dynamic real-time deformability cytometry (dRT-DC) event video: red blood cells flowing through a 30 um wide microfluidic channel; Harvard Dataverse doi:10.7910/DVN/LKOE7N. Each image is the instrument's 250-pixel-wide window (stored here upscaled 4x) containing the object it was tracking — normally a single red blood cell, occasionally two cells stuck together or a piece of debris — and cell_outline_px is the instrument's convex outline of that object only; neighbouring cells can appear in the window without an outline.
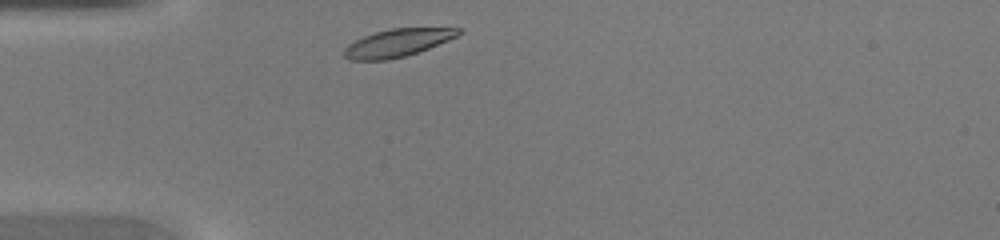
{"species": "common noctule bat (a hibernating species)", "species_latin": "Nyctalus noctula", "temperature_condition": "warm", "stored_images_in_passage": 26, "camera_frame_rate_fps": 3000, "um_per_image_px": 0.085, "animal": {"sex": "female", "body_mass_g": 20.0, "forearm_length_mm": 54.0}, "frame": {"image": 1, "passage_image": 1, "time_ms": 0.0, "image_size_px": [1000, 240], "cell_outline_px": [[464, 32], [448, 40], [428, 48], [404, 56], [388, 60], [352, 60], [344, 56], [344, 48], [348, 44], [364, 36], [376, 32], [392, 28], [464, 28]], "centroid_in_image_um": [33.8, 3.63], "position_along_channel_um": 51.2, "area_um2": 18.26}}
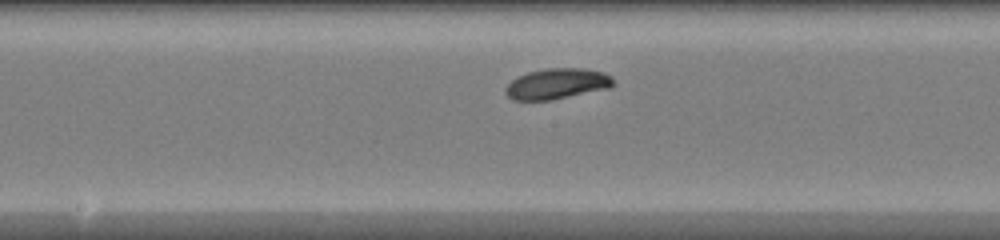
{"frame": {"image": 2, "passage_image": 12, "time_ms": 3.667, "image_size_px": [1000, 240], "cell_outline_px": [[616, 84], [608, 88], [552, 100], [512, 100], [504, 92], [504, 88], [512, 80], [528, 72], [548, 68], [584, 68], [604, 72]], "centroid_in_image_um": [47.32, 7.12], "position_along_channel_um": 200.9, "area_um2": 19.13}}
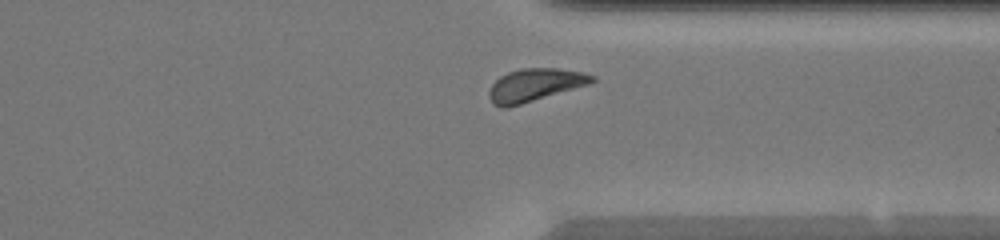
{"frame": {"image": 3, "passage_image": 23, "time_ms": 7.333, "image_size_px": [1000, 240], "cell_outline_px": [[596, 80], [588, 84], [508, 108], [500, 108], [492, 104], [488, 96], [488, 92], [492, 84], [500, 76], [508, 72], [524, 68], [556, 68], [584, 72], [596, 76]], "centroid_in_image_um": [45.43, 7.23], "position_along_channel_um": 366.0, "area_um2": 19.65}}